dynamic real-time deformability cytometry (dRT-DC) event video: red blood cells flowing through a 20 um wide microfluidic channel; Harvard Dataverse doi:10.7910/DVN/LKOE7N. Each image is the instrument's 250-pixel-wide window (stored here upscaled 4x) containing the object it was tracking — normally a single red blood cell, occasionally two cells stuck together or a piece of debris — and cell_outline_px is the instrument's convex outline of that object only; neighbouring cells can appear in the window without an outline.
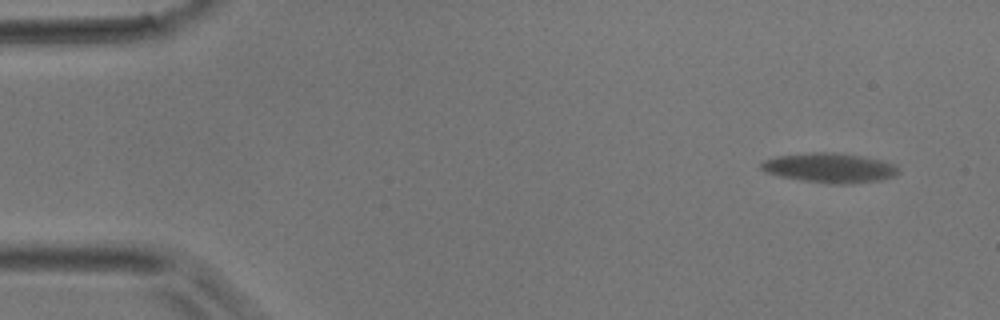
{"species": "common noctule bat (a hibernating species)", "species_latin": "Nyctalus noctula", "temperature_condition": "room temperature", "stored_images_in_passage": 4, "camera_frame_rate_fps": 3000, "um_per_image_px": 0.085, "animal": {"sex": "male", "body_mass_g": 17.9}, "frame": {"image": 1, "passage_image": 1, "time_ms": 0.0, "image_size_px": [1000, 320], "cell_outline_px": [[900, 172], [892, 176], [880, 180], [852, 184], [828, 184], [800, 180], [780, 176], [764, 172], [760, 168], [760, 164], [764, 160], [776, 156], [812, 152], [836, 152], [860, 156], [880, 160], [896, 164], [900, 168]], "centroid_in_image_um": [70.51, 14.27], "position_along_channel_um": 14.5, "area_um2": 23.93}}
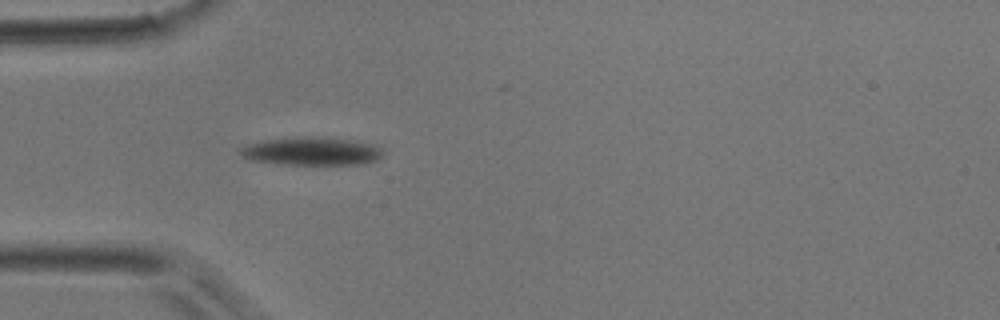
{"frame": {"image": 2, "passage_image": 4, "time_ms": 1.0, "image_size_px": [1000, 320], "cell_outline_px": [[384, 156], [376, 160], [364, 164], [276, 164], [252, 160], [244, 156], [240, 152], [240, 148], [248, 144], [264, 140], [292, 136], [316, 136], [348, 140], [376, 144], [384, 152]], "centroid_in_image_um": [26.52, 12.84], "position_along_channel_um": 58.5, "area_um2": 23.58}}